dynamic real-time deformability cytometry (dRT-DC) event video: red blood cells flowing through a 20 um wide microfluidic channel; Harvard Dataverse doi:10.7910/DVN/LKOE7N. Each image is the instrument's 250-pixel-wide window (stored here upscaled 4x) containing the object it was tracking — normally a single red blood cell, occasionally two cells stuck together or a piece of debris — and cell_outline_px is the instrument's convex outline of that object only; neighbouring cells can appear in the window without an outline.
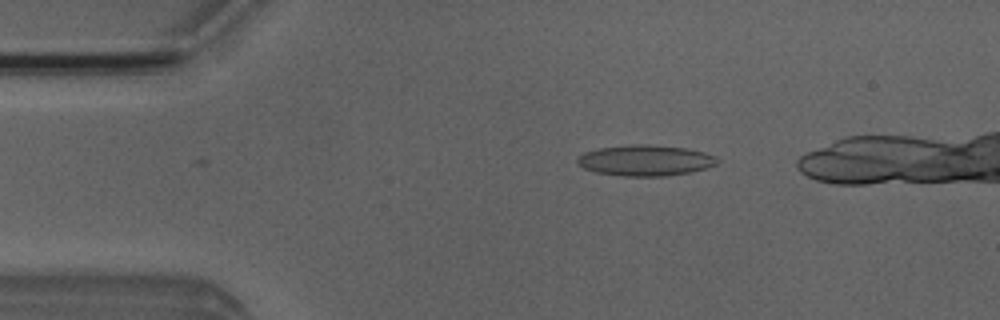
{"species": "Egyptian fruit bat (a non-hibernating species)", "species_latin": "Rousettus aegyptiacus", "temperature_condition": "room temperature", "stored_images_in_passage": 33, "camera_frame_rate_fps": 3000, "um_per_image_px": 0.085, "animal": {"sex": "male"}, "frame": {"image": 1, "passage_image": 2, "time_ms": 0.333, "image_size_px": [1000, 320], "cell_outline_px": [[720, 160], [716, 164], [692, 172], [664, 176], [624, 176], [596, 172], [584, 168], [576, 164], [576, 160], [584, 152], [600, 148], [632, 144], [648, 144], [688, 148], [704, 152], [716, 156]], "centroid_in_image_um": [54.87, 13.63], "position_along_channel_um": 30.1, "area_um2": 25.2}}
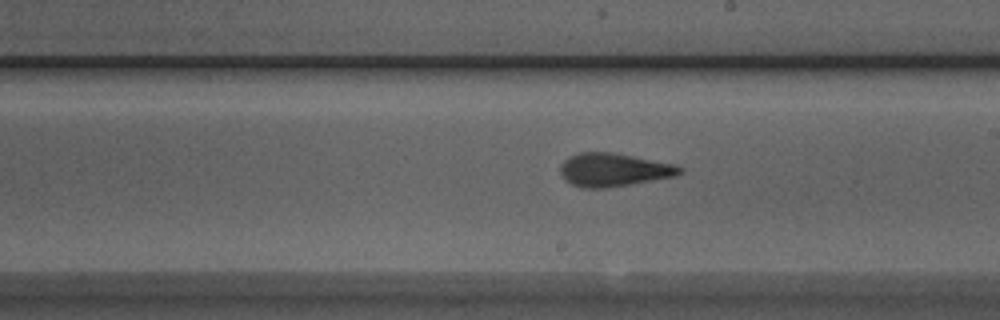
{"frame": {"image": 2, "passage_image": 21, "time_ms": 6.667, "image_size_px": [1000, 320], "cell_outline_px": [[684, 172], [676, 176], [604, 188], [584, 188], [572, 184], [564, 180], [560, 172], [560, 164], [564, 160], [580, 152], [612, 152], [676, 164], [684, 168]], "centroid_in_image_um": [52.18, 14.43], "position_along_channel_um": 236.8, "area_um2": 23.12}}
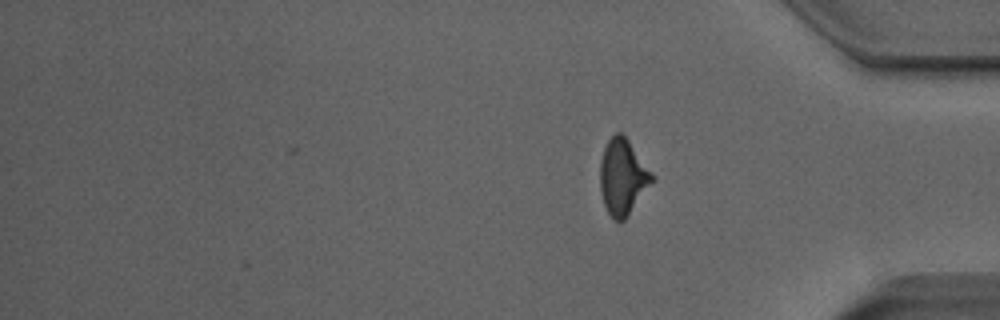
{"frame": {"image": 3, "passage_image": 33, "time_ms": 10.667, "image_size_px": [1000, 320], "cell_outline_px": [[652, 180], [624, 220], [612, 220], [604, 204], [600, 188], [600, 160], [604, 148], [608, 140], [616, 132], [620, 132], [628, 140], [652, 172]], "centroid_in_image_um": [52.89, 15.02], "position_along_channel_um": 382.3, "area_um2": 22.25}, "authors_computed_cell_mechanics": {"area_um2": 23.12, "velocity_mm_per_s": 4.0037, "shape_relaxation_time_tau1_ms": 8.1922, "shape_relaxation_time_tau2_ms": 1.7585, "deformation_change_tau1": 0.2151, "deformation_change_tau2": 0.1163}}